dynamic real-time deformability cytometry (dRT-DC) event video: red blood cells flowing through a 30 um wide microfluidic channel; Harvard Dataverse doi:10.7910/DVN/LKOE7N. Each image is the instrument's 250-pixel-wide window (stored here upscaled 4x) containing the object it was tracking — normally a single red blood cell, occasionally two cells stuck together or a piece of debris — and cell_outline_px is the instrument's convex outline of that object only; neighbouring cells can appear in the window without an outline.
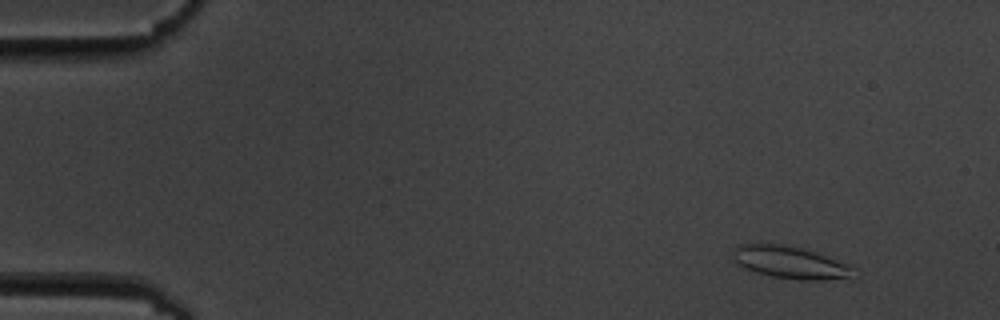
{"species": "common noctule bat (a hibernating species)", "species_latin": "Nyctalus noctula", "temperature_condition": "cold", "stored_images_in_passage": 9, "camera_frame_rate_fps": 3000, "um_per_image_px": 0.085, "animal": {"sex": "male", "body_mass_g": 19.5, "forearm_length_mm": 54.6}, "frame": {"image": 1, "passage_image": 2, "time_ms": 1.333, "image_size_px": [1000, 320], "cell_outline_px": [[856, 268], [848, 276], [824, 280], [800, 280], [772, 276], [756, 272], [744, 268], [736, 264], [732, 260], [732, 252], [740, 244], [784, 244], [804, 248], [848, 264]], "centroid_in_image_um": [67.09, 22.29], "position_along_channel_um": 17.9, "area_um2": 22.54}}
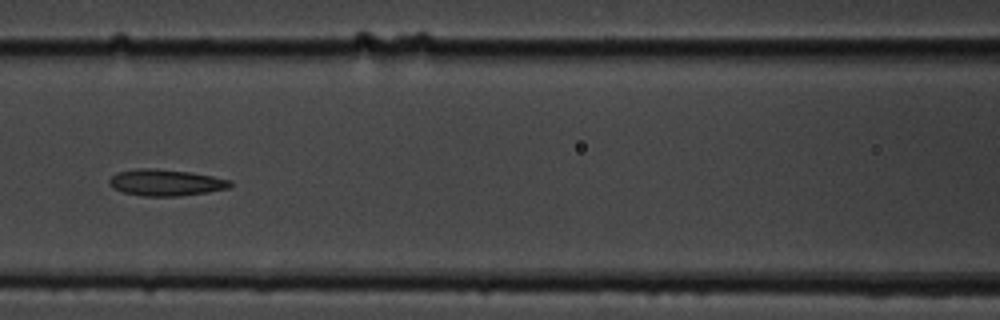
{"frame": {"image": 2, "passage_image": 8, "time_ms": 8.0, "image_size_px": [1000, 320], "cell_outline_px": [[232, 184], [228, 188], [208, 192], [176, 196], [144, 196], [124, 192], [112, 188], [108, 184], [108, 180], [116, 172], [140, 168], [152, 168], [188, 172], [212, 176], [232, 180]], "centroid_in_image_um": [14.06, 15.52], "position_along_channel_um": 152.5, "area_um2": 18.55}}
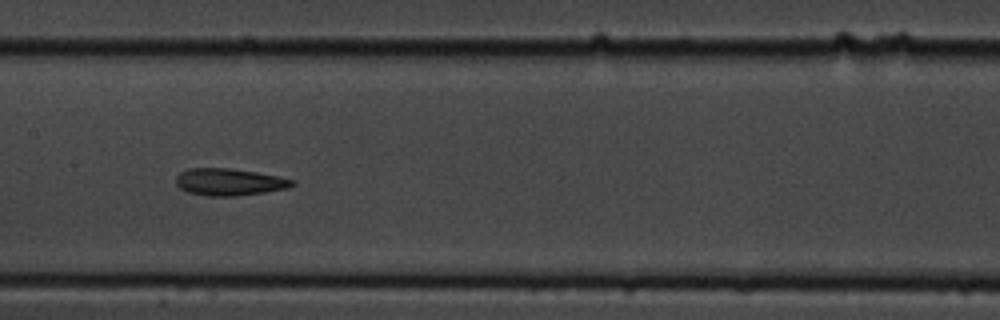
{"frame": {"image": 3, "passage_image": 9, "time_ms": 9.0, "image_size_px": [1000, 320], "cell_outline_px": [[296, 184], [288, 188], [264, 192], [236, 196], [208, 196], [188, 192], [180, 188], [176, 184], [176, 176], [180, 172], [188, 168], [228, 168], [256, 172], [296, 180]], "centroid_in_image_um": [19.48, 15.47], "position_along_channel_um": 187.9, "area_um2": 18.32}}